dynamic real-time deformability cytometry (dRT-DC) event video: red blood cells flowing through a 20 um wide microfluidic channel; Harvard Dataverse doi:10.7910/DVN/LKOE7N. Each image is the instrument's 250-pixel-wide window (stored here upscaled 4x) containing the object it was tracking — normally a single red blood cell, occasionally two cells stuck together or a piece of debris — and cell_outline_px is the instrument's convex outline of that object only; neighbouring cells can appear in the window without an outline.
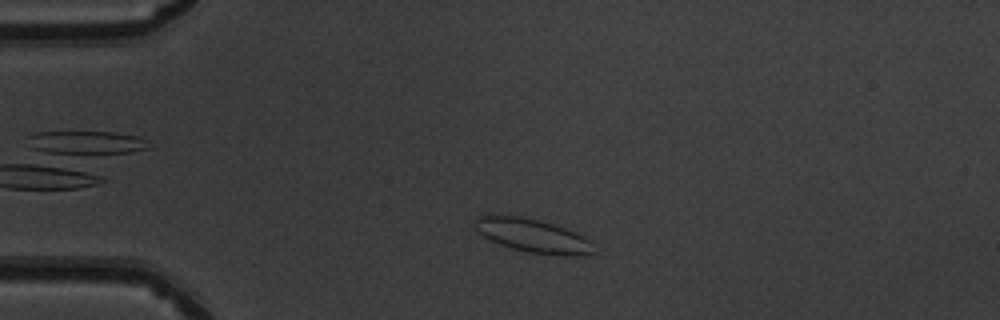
{"species": "common noctule bat (a hibernating species)", "species_latin": "Nyctalus noctula", "temperature_condition": "warm", "stored_images_in_passage": 40, "camera_frame_rate_fps": 3000, "um_per_image_px": 0.085, "animal": {"sex": "male", "body_mass_g": 19.5, "forearm_length_mm": 54.6}, "frame": {"image": 1, "passage_image": 6, "time_ms": 1.667, "image_size_px": [1000, 320], "cell_outline_px": [[592, 252], [580, 256], [564, 256], [528, 252], [508, 248], [476, 232], [472, 224], [472, 220], [484, 212], [520, 216], [540, 220], [576, 232], [584, 236], [588, 240]], "centroid_in_image_um": [45.13, 19.98], "position_along_channel_um": 39.9, "area_um2": 23.7}}
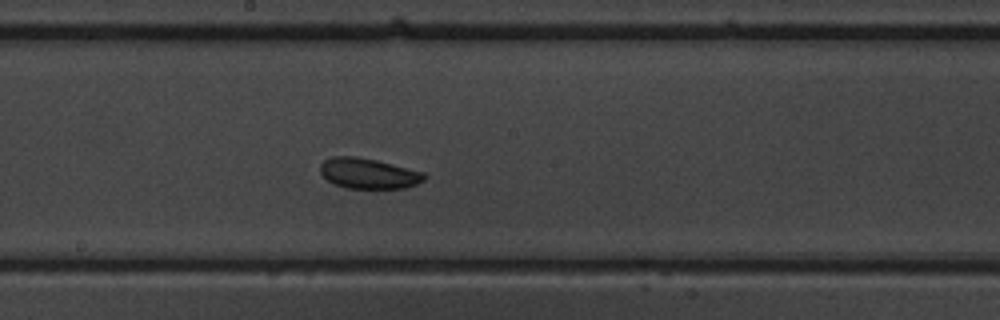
{"frame": {"image": 2, "passage_image": 22, "time_ms": 7.0, "image_size_px": [1000, 320], "cell_outline_px": [[428, 176], [424, 180], [416, 184], [404, 188], [344, 188], [328, 180], [320, 172], [320, 164], [324, 160], [332, 156], [356, 156], [376, 160], [424, 172]], "centroid_in_image_um": [31.32, 14.73], "position_along_channel_um": 216.9, "area_um2": 18.44}}
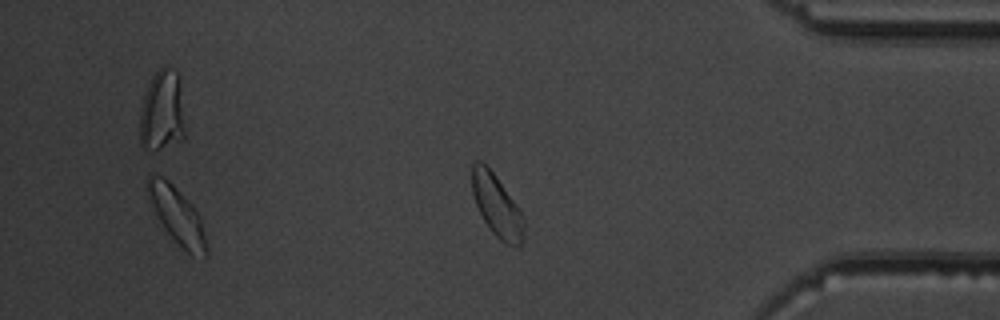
{"frame": {"image": 3, "passage_image": 37, "time_ms": 12.0, "image_size_px": [1000, 320], "cell_outline_px": [[208, 256], [204, 260], [192, 256], [168, 232], [160, 220], [152, 204], [144, 180], [152, 172], [164, 176], [192, 204], [200, 216], [208, 240]], "centroid_in_image_um": [15.12, 18.32], "position_along_channel_um": 420.1, "area_um2": 19.54}, "authors_computed_cell_mechanics": {"area_um2": 18.5827, "velocity_mm_per_s": 3.9684, "shape_relaxation_time_tau1_ms": 3.323, "shape_relaxation_time_tau2_ms": 4.425, "deformation_change_tau1": 0.1032, "deformation_change_tau2": 0.0754}}